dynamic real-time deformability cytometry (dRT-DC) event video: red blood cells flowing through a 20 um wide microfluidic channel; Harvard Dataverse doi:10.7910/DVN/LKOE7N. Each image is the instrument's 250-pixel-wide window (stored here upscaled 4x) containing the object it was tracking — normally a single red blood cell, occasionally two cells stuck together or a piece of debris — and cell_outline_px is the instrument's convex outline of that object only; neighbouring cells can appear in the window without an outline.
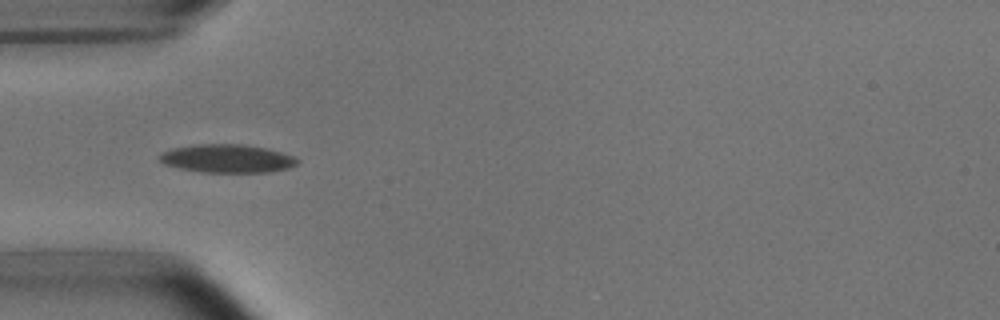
{"species": "common noctule bat (a hibernating species)", "species_latin": "Nyctalus noctula", "temperature_condition": "room temperature", "stored_images_in_passage": 9, "camera_frame_rate_fps": 3000, "um_per_image_px": 0.085, "animal": {"sex": "male", "body_mass_g": 15.6}, "frame": {"image": 1, "passage_image": 3, "time_ms": 0.667, "image_size_px": [1000, 320], "cell_outline_px": [[300, 160], [296, 164], [288, 168], [268, 172], [200, 172], [180, 168], [164, 164], [160, 160], [160, 156], [164, 152], [172, 148], [200, 144], [240, 144], [268, 148], [292, 156]], "centroid_in_image_um": [19.33, 13.47], "position_along_channel_um": 65.7, "area_um2": 22.48}}
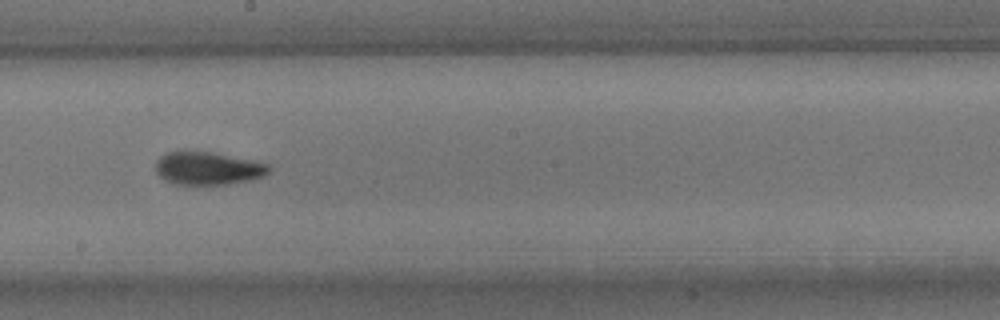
{"frame": {"image": 2, "passage_image": 7, "time_ms": 2.0, "image_size_px": [1000, 320], "cell_outline_px": [[272, 168], [264, 176], [248, 180], [228, 184], [176, 184], [164, 180], [156, 172], [156, 160], [160, 156], [168, 152], [208, 152], [256, 160], [268, 164]], "centroid_in_image_um": [17.69, 14.31], "position_along_channel_um": 230.5, "area_um2": 21.56}}
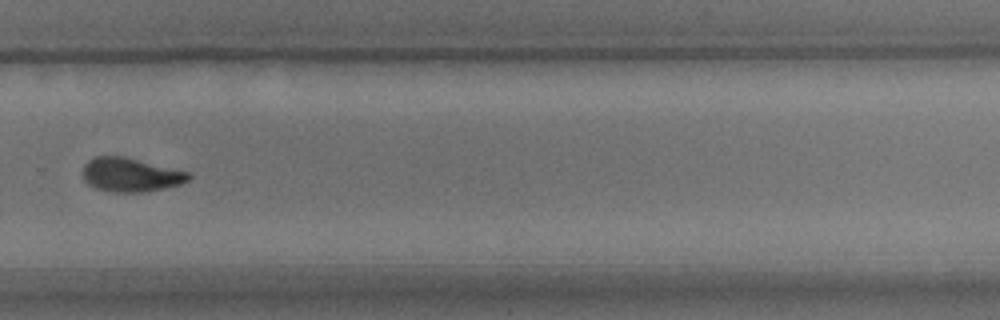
{"frame": {"image": 3, "passage_image": 9, "time_ms": 2.667, "image_size_px": [1000, 320], "cell_outline_px": [[192, 176], [188, 180], [180, 184], [164, 188], [144, 192], [112, 192], [96, 188], [88, 184], [84, 180], [84, 164], [88, 160], [96, 156], [124, 156], [188, 172]], "centroid_in_image_um": [11.09, 14.86], "position_along_channel_um": 318.7, "area_um2": 20.75}}